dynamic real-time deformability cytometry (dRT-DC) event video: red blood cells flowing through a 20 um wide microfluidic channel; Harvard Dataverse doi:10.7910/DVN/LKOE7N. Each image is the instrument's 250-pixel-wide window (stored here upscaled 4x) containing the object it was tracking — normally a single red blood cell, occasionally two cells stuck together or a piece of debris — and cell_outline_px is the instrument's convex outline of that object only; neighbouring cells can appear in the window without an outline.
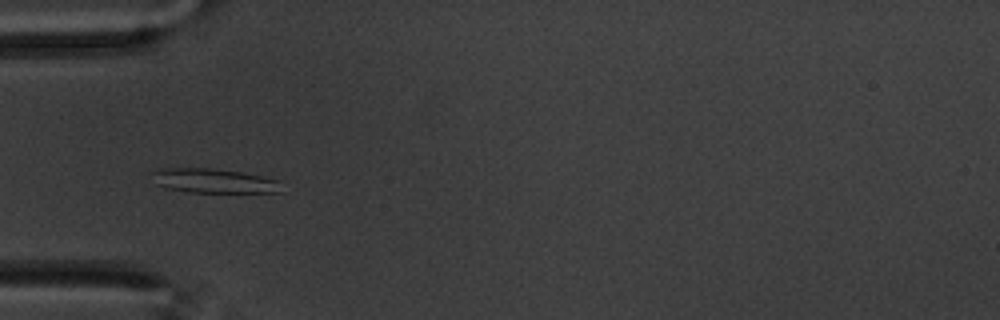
{"species": "common noctule bat (a hibernating species)", "species_latin": "Nyctalus noctula", "temperature_condition": "warm", "stored_images_in_passage": 5, "camera_frame_rate_fps": 3000, "um_per_image_px": 0.085, "animal": {"sex": "male", "body_mass_g": 20.1, "forearm_length_mm": 53.5}, "frame": {"image": 1, "passage_image": 3, "time_ms": 0.667, "image_size_px": [1000, 320], "cell_outline_px": [[280, 192], [188, 192], [164, 188], [156, 184], [152, 172], [164, 168], [208, 168], [240, 172], [260, 176], [276, 180]], "centroid_in_image_um": [18.08, 15.37], "position_along_channel_um": 66.9, "area_um2": 17.92}}
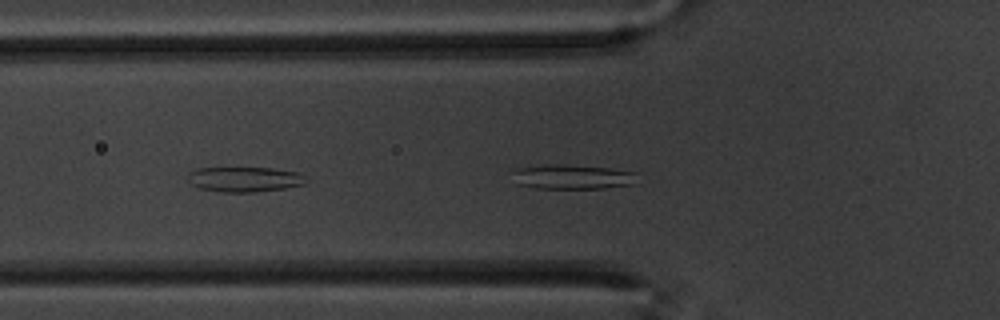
{"frame": {"image": 2, "passage_image": 4, "time_ms": 1.0, "image_size_px": [1000, 320], "cell_outline_px": [[308, 180], [304, 184], [284, 188], [256, 192], [220, 192], [200, 188], [192, 184], [188, 180], [188, 172], [196, 168], [272, 168], [300, 172]], "centroid_in_image_um": [20.79, 15.24], "position_along_channel_um": 105.0, "area_um2": 17.34}}